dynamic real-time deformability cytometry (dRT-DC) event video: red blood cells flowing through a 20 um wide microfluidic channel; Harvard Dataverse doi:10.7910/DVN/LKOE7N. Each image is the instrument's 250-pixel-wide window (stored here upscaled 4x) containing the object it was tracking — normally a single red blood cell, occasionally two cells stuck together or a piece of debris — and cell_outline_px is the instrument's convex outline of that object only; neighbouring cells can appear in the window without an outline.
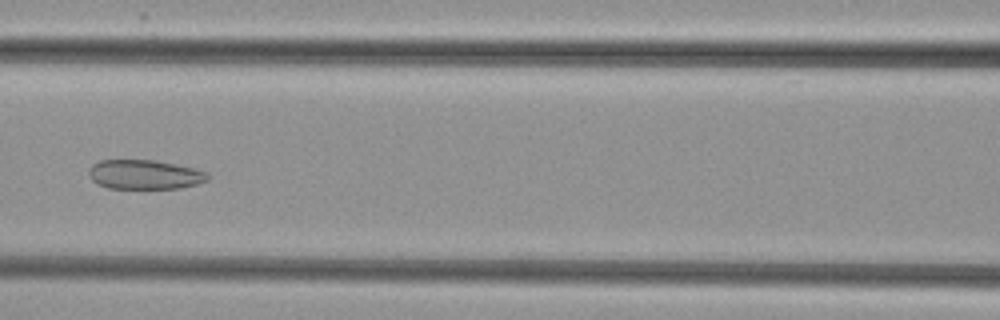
{"species": "common noctule bat (a hibernating species)", "species_latin": "Nyctalus noctula", "temperature_condition": "cold", "stored_images_in_passage": 5, "camera_frame_rate_fps": 3000, "um_per_image_px": 0.085, "animal": {"sex": "female", "body_mass_g": 29.2, "forearm_length_mm": 56.3}, "frame": {"image": 1, "passage_image": 5, "time_ms": 6.0, "image_size_px": [1000, 320], "cell_outline_px": [[208, 180], [196, 184], [180, 188], [108, 188], [96, 184], [88, 176], [88, 168], [92, 164], [100, 160], [156, 160], [176, 164], [208, 172]], "centroid_in_image_um": [12.25, 14.83], "position_along_channel_um": 154.4, "area_um2": 20.46}}